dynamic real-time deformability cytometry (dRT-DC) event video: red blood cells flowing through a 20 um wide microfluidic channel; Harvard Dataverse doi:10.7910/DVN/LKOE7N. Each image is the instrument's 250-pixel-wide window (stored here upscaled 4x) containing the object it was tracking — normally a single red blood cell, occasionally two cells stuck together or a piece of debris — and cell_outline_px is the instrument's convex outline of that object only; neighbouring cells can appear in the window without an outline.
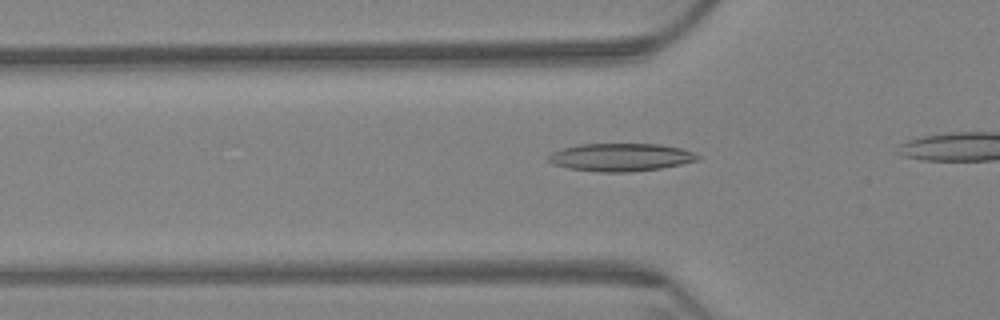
{"species": "Egyptian fruit bat (a non-hibernating species)", "species_latin": "Rousettus aegyptiacus", "temperature_condition": "warm", "stored_images_in_passage": 17, "camera_frame_rate_fps": 3000, "um_per_image_px": 0.085, "animal": {"sex": "female"}, "frame": {"image": 1, "passage_image": 6, "time_ms": 1.667, "image_size_px": [1000, 320], "cell_outline_px": [[700, 160], [660, 168], [632, 172], [600, 172], [568, 168], [552, 164], [548, 160], [548, 156], [552, 152], [564, 148], [580, 144], [660, 144], [680, 148], [692, 152], [700, 156]], "centroid_in_image_um": [52.76, 13.37], "position_along_channel_um": 73.0, "area_um2": 24.16}}
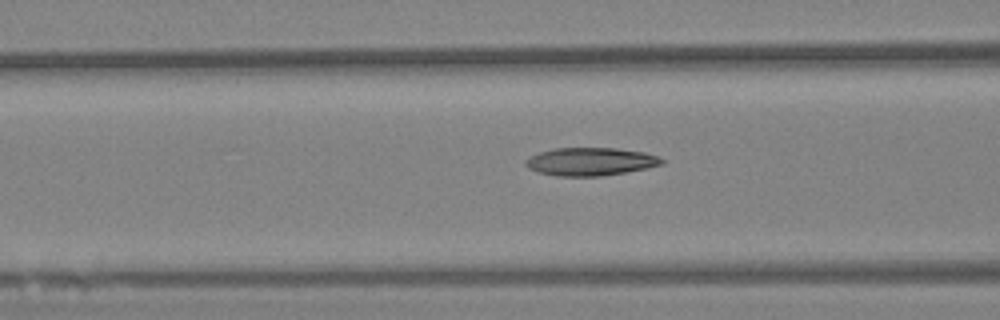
{"frame": {"image": 2, "passage_image": 10, "time_ms": 3.0, "image_size_px": [1000, 320], "cell_outline_px": [[664, 164], [624, 172], [600, 176], [556, 176], [536, 172], [528, 168], [524, 164], [524, 160], [540, 152], [556, 148], [616, 148], [644, 152], [656, 156], [664, 160]], "centroid_in_image_um": [50.15, 13.74], "position_along_channel_um": 116.5, "area_um2": 22.08}}
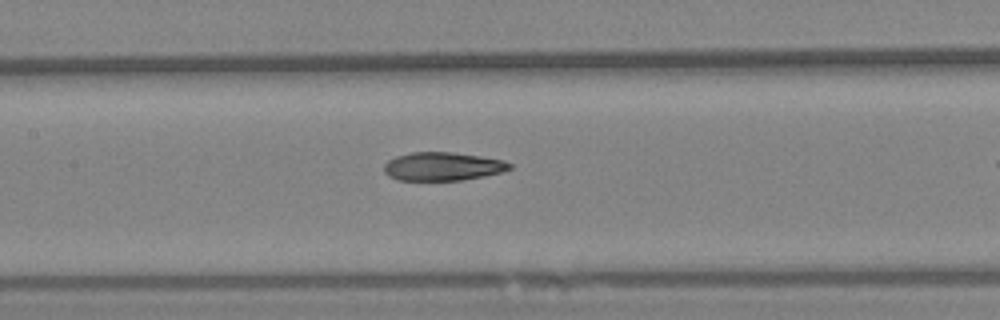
{"frame": {"image": 3, "passage_image": 15, "time_ms": 4.667, "image_size_px": [1000, 320], "cell_outline_px": [[512, 168], [504, 172], [464, 180], [396, 180], [388, 176], [384, 172], [384, 164], [388, 160], [396, 156], [412, 152], [452, 152], [480, 156], [504, 160], [512, 164]], "centroid_in_image_um": [37.64, 14.15], "position_along_channel_um": 169.8, "area_um2": 20.98}}